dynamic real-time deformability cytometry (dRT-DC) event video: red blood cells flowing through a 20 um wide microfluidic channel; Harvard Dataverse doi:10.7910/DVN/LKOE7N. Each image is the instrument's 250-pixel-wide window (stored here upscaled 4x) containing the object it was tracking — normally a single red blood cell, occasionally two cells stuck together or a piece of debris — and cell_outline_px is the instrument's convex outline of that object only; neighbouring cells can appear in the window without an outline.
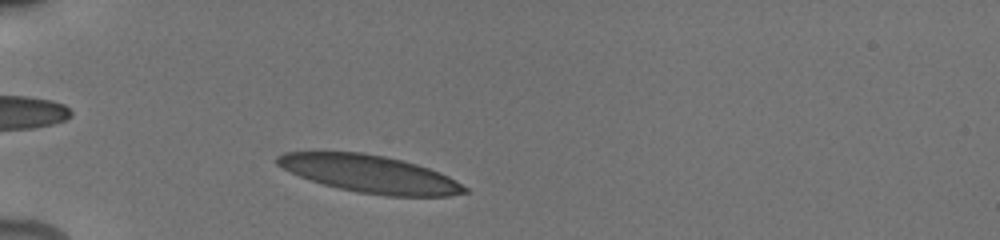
{"species": "human", "species_latin": "Homo sapiens", "temperature_condition": "cold", "stored_images_in_passage": 31, "camera_frame_rate_fps": 3000, "um_per_image_px": 0.085, "donor": {"sex": "male"}, "frame": {"image": 1, "passage_image": 3, "time_ms": 0.667, "image_size_px": [1000, 240], "cell_outline_px": [[468, 192], [448, 196], [388, 196], [360, 192], [340, 188], [324, 184], [300, 176], [276, 164], [276, 156], [284, 152], [364, 152], [384, 156], [416, 164], [440, 172], [456, 180], [468, 188]], "centroid_in_image_um": [31.46, 14.78], "position_along_channel_um": 53.5, "area_um2": 40.46}}
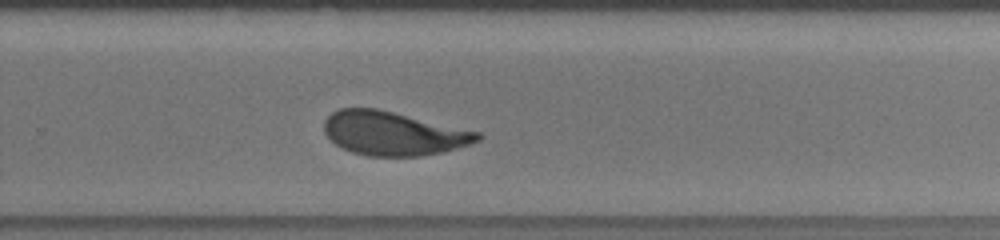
{"frame": {"image": 2, "passage_image": 20, "time_ms": 7.667, "image_size_px": [1000, 240], "cell_outline_px": [[484, 136], [480, 140], [472, 144], [444, 152], [420, 156], [368, 156], [352, 152], [336, 144], [324, 132], [324, 120], [332, 112], [340, 108], [376, 108], [480, 132]], "centroid_in_image_um": [33.46, 11.34], "position_along_channel_um": 296.3, "area_um2": 39.13}}
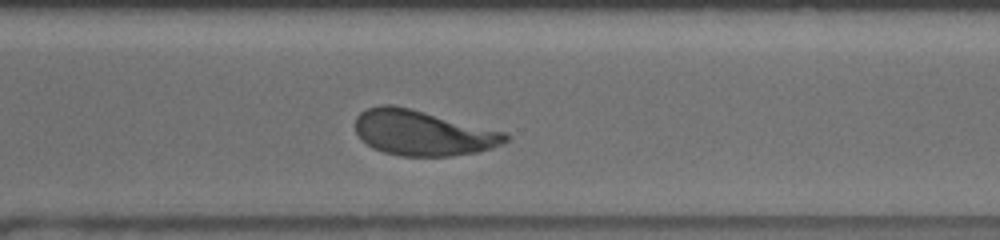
{"frame": {"image": 3, "passage_image": 23, "time_ms": 8.667, "image_size_px": [1000, 240], "cell_outline_px": [[512, 136], [508, 140], [492, 148], [476, 152], [452, 156], [400, 156], [384, 152], [372, 148], [356, 132], [356, 116], [360, 112], [368, 108], [380, 104], [392, 104], [412, 108], [508, 132]], "centroid_in_image_um": [35.98, 11.28], "position_along_channel_um": 334.6, "area_um2": 40.0}, "authors_computed_cell_mechanics": {"area_um2": 40.171, "velocity_mm_per_s": 3.8153, "shape_relaxation_time_tau1_ms": 3.3212, "shape_relaxation_time_tau2_ms": 0.8475, "deformation_change_tau1": 0.141, "deformation_change_tau2": 0.0694}}